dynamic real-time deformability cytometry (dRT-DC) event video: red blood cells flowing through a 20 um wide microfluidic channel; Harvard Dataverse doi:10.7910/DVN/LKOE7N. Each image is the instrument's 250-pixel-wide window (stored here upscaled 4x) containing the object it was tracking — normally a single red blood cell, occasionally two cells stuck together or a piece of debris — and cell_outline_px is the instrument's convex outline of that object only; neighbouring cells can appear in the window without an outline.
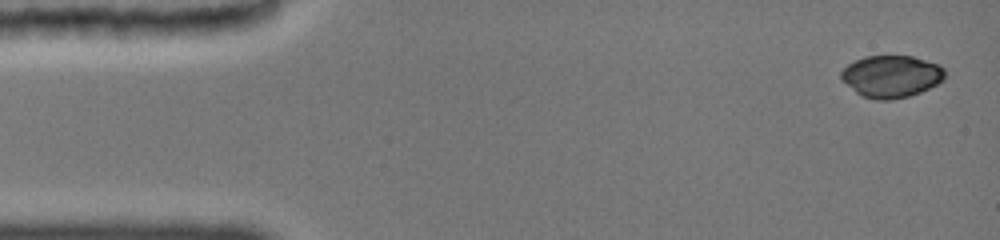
{"species": "common noctule bat (a hibernating species)", "species_latin": "Nyctalus noctula", "temperature_condition": "cold", "stored_images_in_passage": 8, "camera_frame_rate_fps": 3000, "um_per_image_px": 0.085, "animal": {"sex": "female", "body_mass_g": 19.0, "forearm_length_mm": 51.5}, "frame": {"image": 1, "passage_image": 1, "time_ms": 0.0, "image_size_px": [1000, 240], "cell_outline_px": [[944, 80], [920, 92], [908, 96], [892, 100], [876, 100], [860, 96], [840, 80], [840, 72], [848, 64], [864, 56], [912, 56], [940, 64], [944, 68]], "centroid_in_image_um": [75.73, 6.5], "position_along_channel_um": 9.3, "area_um2": 25.66}}
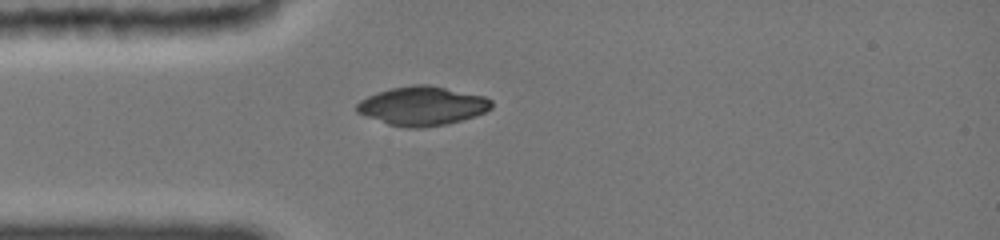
{"frame": {"image": 2, "passage_image": 6, "time_ms": 3.667, "image_size_px": [1000, 240], "cell_outline_px": [[492, 108], [484, 112], [460, 120], [444, 124], [416, 128], [388, 124], [356, 112], [356, 104], [360, 100], [376, 92], [392, 88], [412, 84], [428, 84], [484, 96], [492, 100]], "centroid_in_image_um": [35.87, 8.98], "position_along_channel_um": 49.1, "area_um2": 30.17}}
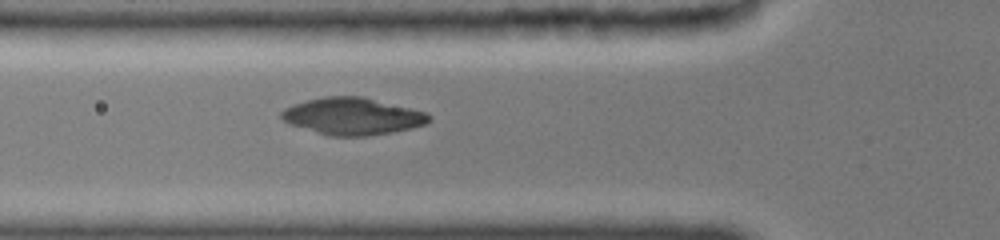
{"frame": {"image": 3, "passage_image": 8, "time_ms": 5.0, "image_size_px": [1000, 240], "cell_outline_px": [[432, 116], [424, 124], [408, 128], [388, 132], [364, 136], [332, 136], [292, 124], [284, 120], [280, 116], [280, 112], [284, 108], [292, 104], [324, 96], [364, 96], [428, 112]], "centroid_in_image_um": [29.97, 9.85], "position_along_channel_um": 95.8, "area_um2": 31.44}}